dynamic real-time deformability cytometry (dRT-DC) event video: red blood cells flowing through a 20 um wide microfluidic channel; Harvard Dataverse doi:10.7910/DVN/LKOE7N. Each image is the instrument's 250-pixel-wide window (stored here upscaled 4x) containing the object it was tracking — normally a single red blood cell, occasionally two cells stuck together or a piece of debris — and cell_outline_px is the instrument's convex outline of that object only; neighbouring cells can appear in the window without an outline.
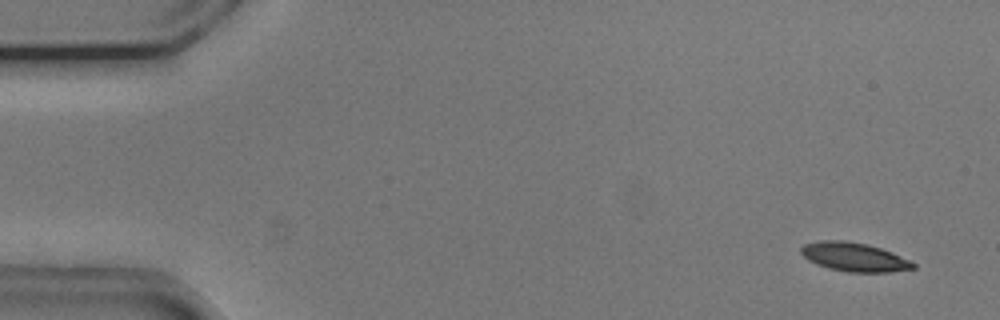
{"species": "common noctule bat (a hibernating species)", "species_latin": "Nyctalus noctula", "temperature_condition": "cold", "stored_images_in_passage": 54, "camera_frame_rate_fps": 3000, "um_per_image_px": 0.085, "animal": {"sex": "male", "body_mass_g": 20.5, "forearm_length_mm": 52.5}, "frame": {"image": 1, "passage_image": 3, "time_ms": 0.667, "image_size_px": [1000, 320], "cell_outline_px": [[916, 268], [892, 272], [848, 272], [828, 268], [808, 260], [800, 252], [800, 248], [804, 244], [820, 240], [844, 240], [868, 244], [892, 252], [916, 264]], "centroid_in_image_um": [72.6, 21.84], "position_along_channel_um": 12.4, "area_um2": 18.84}}
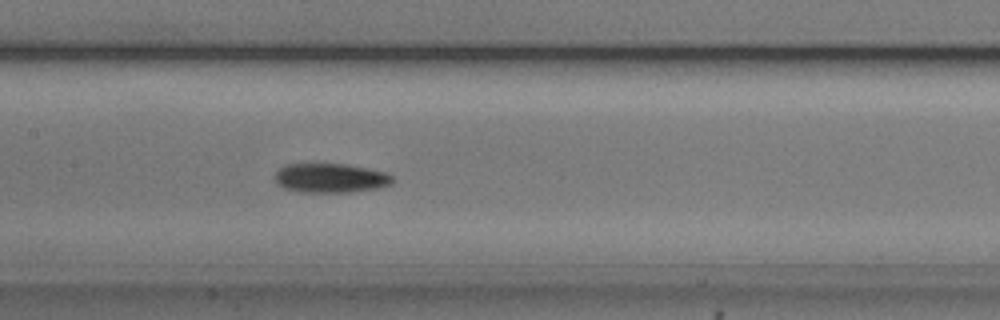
{"frame": {"image": 2, "passage_image": 26, "time_ms": 8.333, "image_size_px": [1000, 320], "cell_outline_px": [[396, 180], [392, 184], [380, 188], [348, 192], [300, 192], [284, 188], [276, 184], [276, 172], [284, 164], [348, 164], [384, 172], [392, 176]], "centroid_in_image_um": [28.11, 15.14], "position_along_channel_um": 179.3, "area_um2": 20.17}}
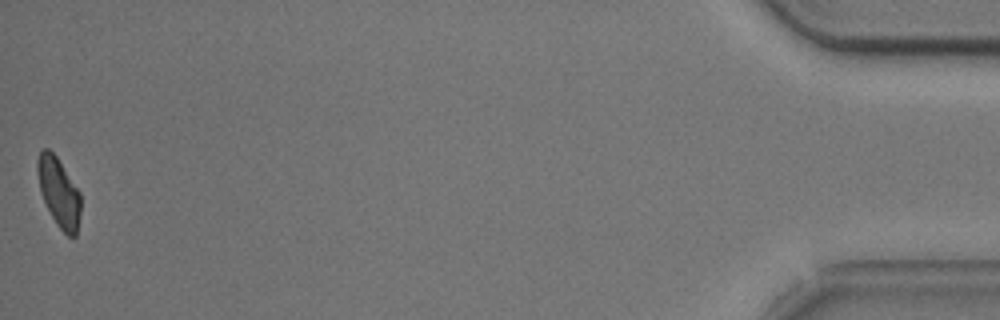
{"frame": {"image": 3, "passage_image": 54, "time_ms": 17.667, "image_size_px": [1000, 320], "cell_outline_px": [[80, 212], [76, 236], [68, 236], [56, 224], [40, 192], [36, 168], [36, 160], [40, 152], [44, 148], [48, 148], [56, 156], [80, 192]], "centroid_in_image_um": [4.98, 16.32], "position_along_channel_um": 430.2, "area_um2": 17.22}, "authors_computed_cell_mechanics": {"area_um2": 18.9873, "velocity_mm_per_s": 3.7204, "shape_relaxation_time_tau1_ms": 2.2232, "shape_relaxation_time_tau2_ms": null, "deformation_change_tau1": 0.1095, "deformation_change_tau2": null}}